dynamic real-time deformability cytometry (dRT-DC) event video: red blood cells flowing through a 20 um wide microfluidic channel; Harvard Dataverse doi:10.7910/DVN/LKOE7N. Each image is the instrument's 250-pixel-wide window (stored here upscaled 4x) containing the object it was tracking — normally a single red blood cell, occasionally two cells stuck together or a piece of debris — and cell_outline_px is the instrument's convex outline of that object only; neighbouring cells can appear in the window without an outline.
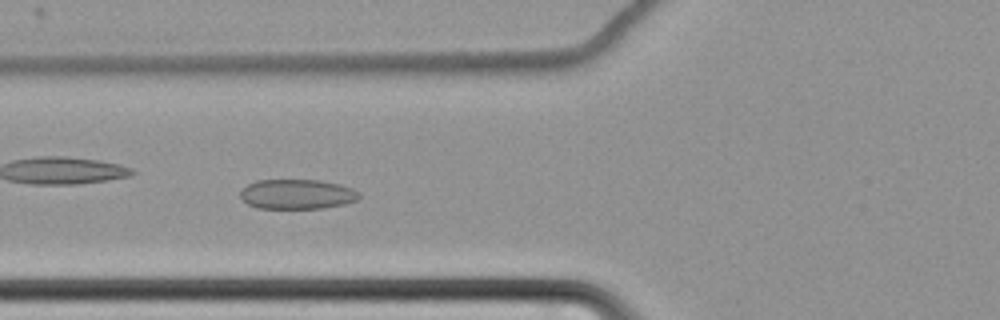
{"species": "common noctule bat (a hibernating species)", "species_latin": "Nyctalus noctula", "temperature_condition": "cold", "stored_images_in_passage": 65, "camera_frame_rate_fps": 3000, "um_per_image_px": 0.085, "animal": {"sex": "female", "body_mass_g": 22.7, "forearm_length_mm": 54.2}, "frame": {"image": 1, "passage_image": 28, "time_ms": 9.0, "image_size_px": [1000, 320], "cell_outline_px": [[360, 196], [356, 200], [344, 204], [324, 208], [260, 208], [248, 204], [240, 200], [240, 192], [248, 184], [256, 180], [320, 180], [340, 184], [352, 188], [360, 192]], "centroid_in_image_um": [25.25, 16.5], "position_along_channel_um": 100.5, "area_um2": 20.69}}
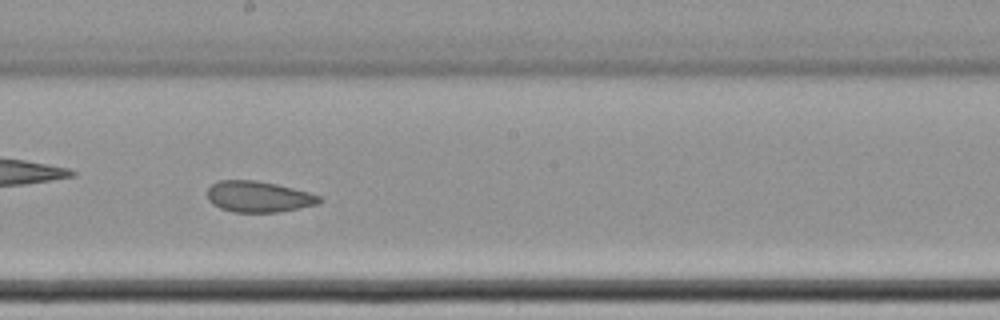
{"frame": {"image": 2, "passage_image": 39, "time_ms": 12.667, "image_size_px": [1000, 320], "cell_outline_px": [[324, 200], [320, 204], [280, 212], [232, 212], [220, 208], [212, 204], [208, 200], [208, 188], [212, 184], [220, 180], [256, 180], [276, 184], [308, 192], [320, 196]], "centroid_in_image_um": [21.99, 16.72], "position_along_channel_um": 226.2, "area_um2": 20.4}}
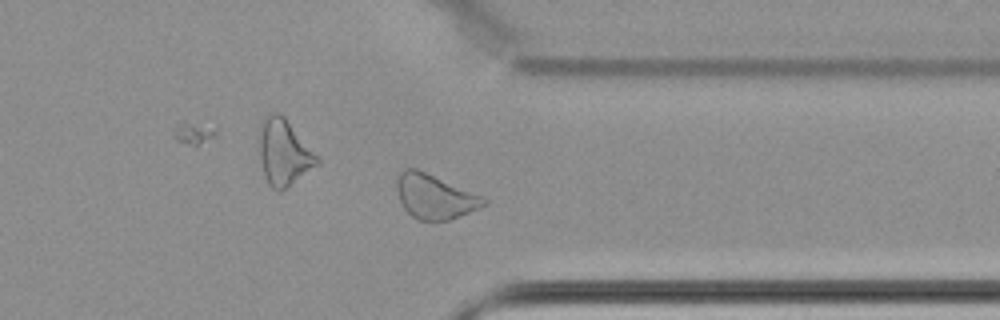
{"frame": {"image": 3, "passage_image": 52, "time_ms": 17.0, "image_size_px": [1000, 320], "cell_outline_px": [[488, 204], [480, 208], [460, 216], [448, 220], [432, 224], [420, 220], [412, 216], [404, 208], [400, 200], [396, 188], [396, 176], [404, 168], [416, 168], [480, 196], [488, 200]], "centroid_in_image_um": [36.91, 16.75], "position_along_channel_um": 374.5, "area_um2": 22.6}, "authors_computed_cell_mechanics": {"area_um2": 23.7558, "velocity_mm_per_s": 3.4286, "shape_relaxation_time_tau1_ms": null, "shape_relaxation_time_tau2_ms": 2.2783, "deformation_change_tau1": null, "deformation_change_tau2": 0.0751}}